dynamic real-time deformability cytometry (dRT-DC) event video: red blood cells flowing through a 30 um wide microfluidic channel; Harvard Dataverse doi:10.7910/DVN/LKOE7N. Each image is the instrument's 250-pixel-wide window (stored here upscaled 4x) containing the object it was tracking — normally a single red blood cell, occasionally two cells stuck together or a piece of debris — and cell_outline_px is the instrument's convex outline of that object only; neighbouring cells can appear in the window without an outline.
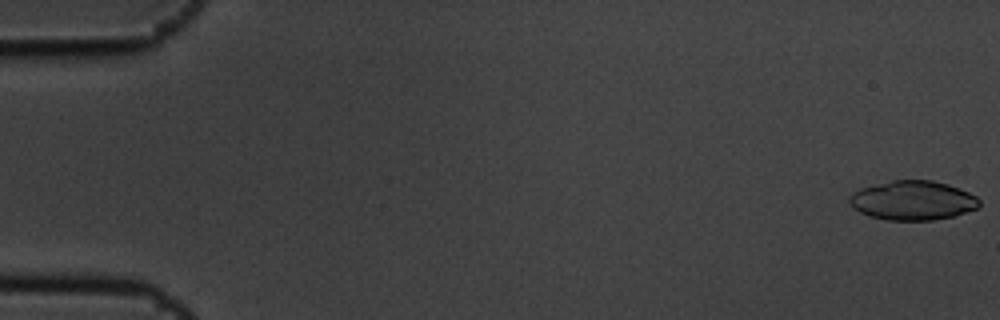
{"species": "common noctule bat (a hibernating species)", "species_latin": "Nyctalus noctula", "temperature_condition": "cold", "stored_images_in_passage": 5, "camera_frame_rate_fps": 3000, "um_per_image_px": 0.085, "animal": {"sex": "male", "body_mass_g": 19.5, "forearm_length_mm": 54.6}, "frame": {"image": 1, "passage_image": 1, "time_ms": 0.0, "image_size_px": [1000, 320], "cell_outline_px": [[980, 204], [976, 208], [952, 216], [932, 220], [888, 220], [868, 216], [860, 212], [848, 200], [848, 196], [852, 192], [860, 188], [892, 180], [932, 180], [948, 184], [968, 192], [976, 196], [980, 200]], "centroid_in_image_um": [77.56, 17.03], "position_along_channel_um": 7.4, "area_um2": 29.59}}